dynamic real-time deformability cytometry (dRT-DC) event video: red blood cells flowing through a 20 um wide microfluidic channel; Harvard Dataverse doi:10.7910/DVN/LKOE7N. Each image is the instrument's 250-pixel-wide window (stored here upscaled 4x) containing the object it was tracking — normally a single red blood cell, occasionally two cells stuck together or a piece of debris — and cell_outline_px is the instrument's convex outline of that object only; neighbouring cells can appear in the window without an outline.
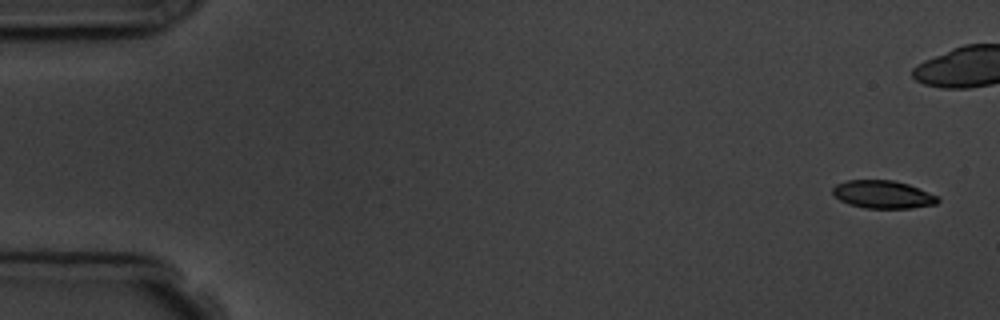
{"species": "common noctule bat (a hibernating species)", "species_latin": "Nyctalus noctula", "temperature_condition": "room temperature", "stored_images_in_passage": 6, "camera_frame_rate_fps": 3000, "um_per_image_px": 0.085, "animal": {"sex": "male", "body_mass_g": 19.5, "forearm_length_mm": 54.6}, "frame": {"image": 1, "passage_image": 1, "time_ms": 0.0, "image_size_px": [1000, 320], "cell_outline_px": [[940, 200], [936, 204], [912, 208], [864, 208], [848, 204], [840, 200], [832, 192], [832, 188], [836, 184], [848, 180], [892, 180], [908, 184], [936, 196]], "centroid_in_image_um": [75.02, 16.53], "position_along_channel_um": 10.0, "area_um2": 16.94}}